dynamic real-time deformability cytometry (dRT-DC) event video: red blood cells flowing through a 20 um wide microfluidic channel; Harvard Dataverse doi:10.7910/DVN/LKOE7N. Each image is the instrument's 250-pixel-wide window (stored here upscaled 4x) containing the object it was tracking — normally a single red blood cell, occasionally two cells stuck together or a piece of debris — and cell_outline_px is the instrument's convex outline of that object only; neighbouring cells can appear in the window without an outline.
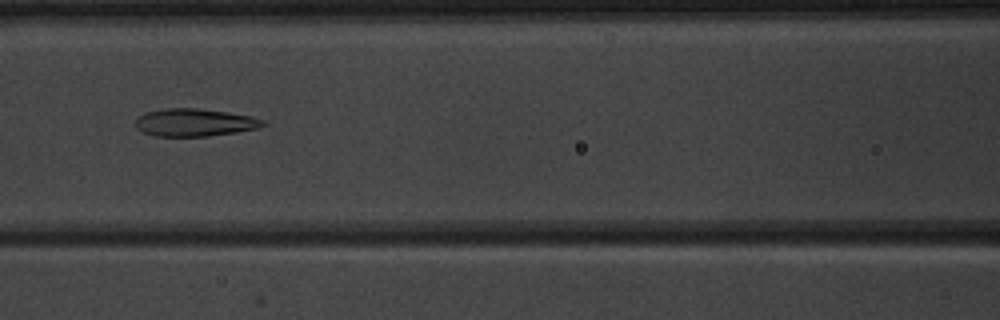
{"species": "common noctule bat (a hibernating species)", "species_latin": "Nyctalus noctula", "temperature_condition": "warm", "stored_images_in_passage": 8, "camera_frame_rate_fps": 3000, "um_per_image_px": 0.085, "animal": {"sex": "male", "body_mass_g": 20.1, "forearm_length_mm": 53.5}, "frame": {"image": 1, "passage_image": 5, "time_ms": 5.667, "image_size_px": [1000, 320], "cell_outline_px": [[268, 124], [256, 128], [236, 132], [208, 136], [152, 136], [136, 128], [136, 120], [140, 116], [148, 112], [164, 108], [196, 108], [228, 112], [252, 116], [264, 120]], "centroid_in_image_um": [16.56, 10.41], "position_along_channel_um": 150.0, "area_um2": 20.46}}
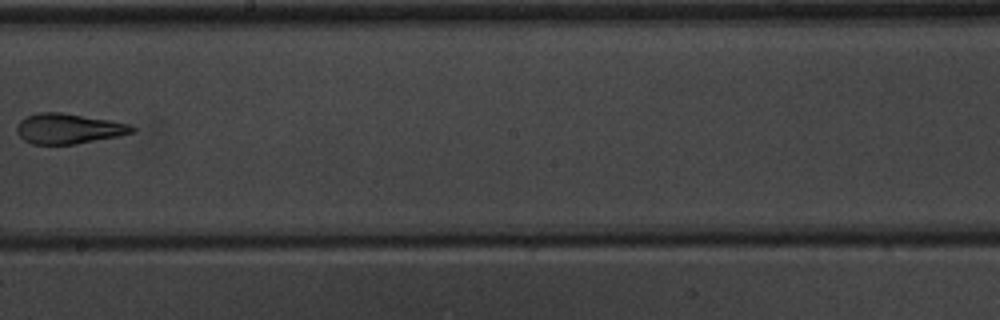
{"frame": {"image": 2, "passage_image": 7, "time_ms": 8.0, "image_size_px": [1000, 320], "cell_outline_px": [[136, 132], [120, 136], [76, 144], [32, 144], [24, 140], [16, 132], [16, 128], [20, 120], [28, 116], [40, 112], [64, 112], [112, 120], [128, 124], [136, 128]], "centroid_in_image_um": [5.86, 10.93], "position_along_channel_um": 242.3, "area_um2": 20.52}}
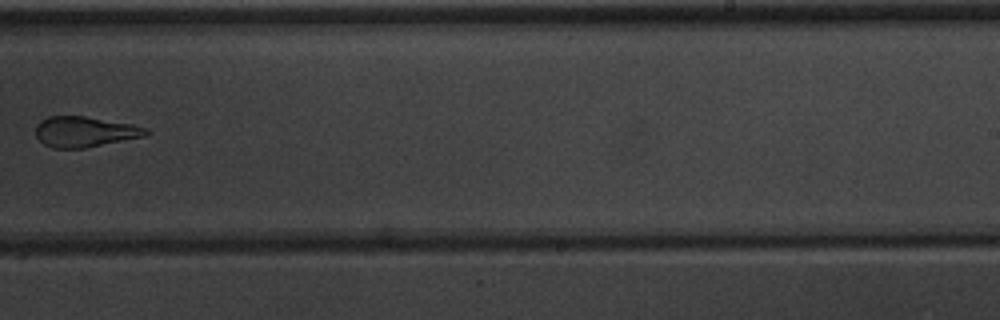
{"frame": {"image": 3, "passage_image": 8, "time_ms": 9.0, "image_size_px": [1000, 320], "cell_outline_px": [[152, 132], [144, 136], [84, 148], [52, 148], [44, 144], [36, 136], [36, 124], [40, 120], [48, 116], [84, 116], [132, 124], [148, 128]], "centroid_in_image_um": [7.2, 11.19], "position_along_channel_um": 281.8, "area_um2": 19.59}}